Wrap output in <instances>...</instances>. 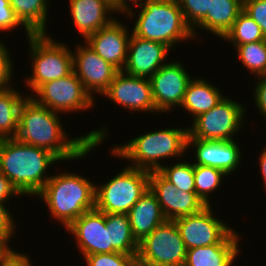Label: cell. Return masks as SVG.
I'll return each mask as SVG.
<instances>
[{
    "label": "cell",
    "instance_id": "obj_1",
    "mask_svg": "<svg viewBox=\"0 0 266 266\" xmlns=\"http://www.w3.org/2000/svg\"><path fill=\"white\" fill-rule=\"evenodd\" d=\"M59 116V113L27 96L19 108L18 132L15 138L22 143L46 149L60 161L68 163L86 158L89 152L101 146L108 137L109 129L103 125L71 139Z\"/></svg>",
    "mask_w": 266,
    "mask_h": 266
},
{
    "label": "cell",
    "instance_id": "obj_2",
    "mask_svg": "<svg viewBox=\"0 0 266 266\" xmlns=\"http://www.w3.org/2000/svg\"><path fill=\"white\" fill-rule=\"evenodd\" d=\"M55 162L61 161L46 149L16 138L0 139V172L22 196H36L43 189L52 176L47 169Z\"/></svg>",
    "mask_w": 266,
    "mask_h": 266
},
{
    "label": "cell",
    "instance_id": "obj_3",
    "mask_svg": "<svg viewBox=\"0 0 266 266\" xmlns=\"http://www.w3.org/2000/svg\"><path fill=\"white\" fill-rule=\"evenodd\" d=\"M187 128H165L146 132L124 144L112 146L111 155L132 162L128 166L147 171L159 170L161 160L181 158L187 154ZM185 154V155H184Z\"/></svg>",
    "mask_w": 266,
    "mask_h": 266
},
{
    "label": "cell",
    "instance_id": "obj_4",
    "mask_svg": "<svg viewBox=\"0 0 266 266\" xmlns=\"http://www.w3.org/2000/svg\"><path fill=\"white\" fill-rule=\"evenodd\" d=\"M36 197L45 202L50 217L66 229L85 212L95 209V183L65 170L52 175Z\"/></svg>",
    "mask_w": 266,
    "mask_h": 266
},
{
    "label": "cell",
    "instance_id": "obj_5",
    "mask_svg": "<svg viewBox=\"0 0 266 266\" xmlns=\"http://www.w3.org/2000/svg\"><path fill=\"white\" fill-rule=\"evenodd\" d=\"M133 5L142 8L134 18L133 35L166 44L172 50L181 41L195 40L177 0H141Z\"/></svg>",
    "mask_w": 266,
    "mask_h": 266
},
{
    "label": "cell",
    "instance_id": "obj_6",
    "mask_svg": "<svg viewBox=\"0 0 266 266\" xmlns=\"http://www.w3.org/2000/svg\"><path fill=\"white\" fill-rule=\"evenodd\" d=\"M49 35V36H48ZM27 39L32 57L31 74L24 79L26 87L34 93L42 84L65 77L73 72L70 46L54 40L48 33L30 34Z\"/></svg>",
    "mask_w": 266,
    "mask_h": 266
},
{
    "label": "cell",
    "instance_id": "obj_7",
    "mask_svg": "<svg viewBox=\"0 0 266 266\" xmlns=\"http://www.w3.org/2000/svg\"><path fill=\"white\" fill-rule=\"evenodd\" d=\"M150 171L122 168L103 184H95V209L103 213L127 214L149 189Z\"/></svg>",
    "mask_w": 266,
    "mask_h": 266
},
{
    "label": "cell",
    "instance_id": "obj_8",
    "mask_svg": "<svg viewBox=\"0 0 266 266\" xmlns=\"http://www.w3.org/2000/svg\"><path fill=\"white\" fill-rule=\"evenodd\" d=\"M246 112L245 105L225 95L215 107L192 120L187 139L237 140L234 136L246 123Z\"/></svg>",
    "mask_w": 266,
    "mask_h": 266
},
{
    "label": "cell",
    "instance_id": "obj_9",
    "mask_svg": "<svg viewBox=\"0 0 266 266\" xmlns=\"http://www.w3.org/2000/svg\"><path fill=\"white\" fill-rule=\"evenodd\" d=\"M212 205L200 212L175 219L181 238L188 249L210 245H240L239 232L217 218Z\"/></svg>",
    "mask_w": 266,
    "mask_h": 266
},
{
    "label": "cell",
    "instance_id": "obj_10",
    "mask_svg": "<svg viewBox=\"0 0 266 266\" xmlns=\"http://www.w3.org/2000/svg\"><path fill=\"white\" fill-rule=\"evenodd\" d=\"M187 248L174 220H166L145 236L137 260L143 266H183Z\"/></svg>",
    "mask_w": 266,
    "mask_h": 266
},
{
    "label": "cell",
    "instance_id": "obj_11",
    "mask_svg": "<svg viewBox=\"0 0 266 266\" xmlns=\"http://www.w3.org/2000/svg\"><path fill=\"white\" fill-rule=\"evenodd\" d=\"M28 96L38 104L63 115L86 111L96 104L95 98L85 89L74 72L42 84L33 95L30 92Z\"/></svg>",
    "mask_w": 266,
    "mask_h": 266
},
{
    "label": "cell",
    "instance_id": "obj_12",
    "mask_svg": "<svg viewBox=\"0 0 266 266\" xmlns=\"http://www.w3.org/2000/svg\"><path fill=\"white\" fill-rule=\"evenodd\" d=\"M193 78L181 61L165 63L151 78L152 98L158 114L179 108Z\"/></svg>",
    "mask_w": 266,
    "mask_h": 266
},
{
    "label": "cell",
    "instance_id": "obj_13",
    "mask_svg": "<svg viewBox=\"0 0 266 266\" xmlns=\"http://www.w3.org/2000/svg\"><path fill=\"white\" fill-rule=\"evenodd\" d=\"M129 112L158 113L155 107L150 79L135 77L118 71L108 89L101 95Z\"/></svg>",
    "mask_w": 266,
    "mask_h": 266
},
{
    "label": "cell",
    "instance_id": "obj_14",
    "mask_svg": "<svg viewBox=\"0 0 266 266\" xmlns=\"http://www.w3.org/2000/svg\"><path fill=\"white\" fill-rule=\"evenodd\" d=\"M77 43L73 56V72L93 98L102 95L119 71L111 63L102 59L84 41ZM95 94V95H94Z\"/></svg>",
    "mask_w": 266,
    "mask_h": 266
},
{
    "label": "cell",
    "instance_id": "obj_15",
    "mask_svg": "<svg viewBox=\"0 0 266 266\" xmlns=\"http://www.w3.org/2000/svg\"><path fill=\"white\" fill-rule=\"evenodd\" d=\"M149 189L167 220L193 215L206 207L196 192L179 191L158 170L150 171Z\"/></svg>",
    "mask_w": 266,
    "mask_h": 266
},
{
    "label": "cell",
    "instance_id": "obj_16",
    "mask_svg": "<svg viewBox=\"0 0 266 266\" xmlns=\"http://www.w3.org/2000/svg\"><path fill=\"white\" fill-rule=\"evenodd\" d=\"M66 230L74 236L83 258L91 254L112 253L110 228H106L105 213L96 209L85 212Z\"/></svg>",
    "mask_w": 266,
    "mask_h": 266
},
{
    "label": "cell",
    "instance_id": "obj_17",
    "mask_svg": "<svg viewBox=\"0 0 266 266\" xmlns=\"http://www.w3.org/2000/svg\"><path fill=\"white\" fill-rule=\"evenodd\" d=\"M171 48L131 33L123 71L135 77L150 79L165 63Z\"/></svg>",
    "mask_w": 266,
    "mask_h": 266
},
{
    "label": "cell",
    "instance_id": "obj_18",
    "mask_svg": "<svg viewBox=\"0 0 266 266\" xmlns=\"http://www.w3.org/2000/svg\"><path fill=\"white\" fill-rule=\"evenodd\" d=\"M236 142L187 139V152L195 149L193 156L196 160L192 162L194 165L214 167L230 176L241 166L242 151Z\"/></svg>",
    "mask_w": 266,
    "mask_h": 266
},
{
    "label": "cell",
    "instance_id": "obj_19",
    "mask_svg": "<svg viewBox=\"0 0 266 266\" xmlns=\"http://www.w3.org/2000/svg\"><path fill=\"white\" fill-rule=\"evenodd\" d=\"M120 22L115 19L108 26L83 40L102 59L111 63L119 71L124 69L129 38L132 33L129 32L127 25Z\"/></svg>",
    "mask_w": 266,
    "mask_h": 266
},
{
    "label": "cell",
    "instance_id": "obj_20",
    "mask_svg": "<svg viewBox=\"0 0 266 266\" xmlns=\"http://www.w3.org/2000/svg\"><path fill=\"white\" fill-rule=\"evenodd\" d=\"M69 14L77 31L86 39L89 35L108 26L120 12L107 0H69Z\"/></svg>",
    "mask_w": 266,
    "mask_h": 266
},
{
    "label": "cell",
    "instance_id": "obj_21",
    "mask_svg": "<svg viewBox=\"0 0 266 266\" xmlns=\"http://www.w3.org/2000/svg\"><path fill=\"white\" fill-rule=\"evenodd\" d=\"M127 215L132 234L138 242L167 220L150 189L140 197Z\"/></svg>",
    "mask_w": 266,
    "mask_h": 266
},
{
    "label": "cell",
    "instance_id": "obj_22",
    "mask_svg": "<svg viewBox=\"0 0 266 266\" xmlns=\"http://www.w3.org/2000/svg\"><path fill=\"white\" fill-rule=\"evenodd\" d=\"M242 10L243 0H210L206 17L193 30L195 39L200 34L196 32L199 29L213 33L214 36L223 39Z\"/></svg>",
    "mask_w": 266,
    "mask_h": 266
},
{
    "label": "cell",
    "instance_id": "obj_23",
    "mask_svg": "<svg viewBox=\"0 0 266 266\" xmlns=\"http://www.w3.org/2000/svg\"><path fill=\"white\" fill-rule=\"evenodd\" d=\"M222 93L220 88L209 83L207 78L195 77L194 79L193 77L187 85L180 108L190 113L189 115H192L194 119L215 107L225 96Z\"/></svg>",
    "mask_w": 266,
    "mask_h": 266
},
{
    "label": "cell",
    "instance_id": "obj_24",
    "mask_svg": "<svg viewBox=\"0 0 266 266\" xmlns=\"http://www.w3.org/2000/svg\"><path fill=\"white\" fill-rule=\"evenodd\" d=\"M240 245H210L187 250L183 266H234Z\"/></svg>",
    "mask_w": 266,
    "mask_h": 266
},
{
    "label": "cell",
    "instance_id": "obj_25",
    "mask_svg": "<svg viewBox=\"0 0 266 266\" xmlns=\"http://www.w3.org/2000/svg\"><path fill=\"white\" fill-rule=\"evenodd\" d=\"M16 18L31 33H47L49 0H9Z\"/></svg>",
    "mask_w": 266,
    "mask_h": 266
},
{
    "label": "cell",
    "instance_id": "obj_26",
    "mask_svg": "<svg viewBox=\"0 0 266 266\" xmlns=\"http://www.w3.org/2000/svg\"><path fill=\"white\" fill-rule=\"evenodd\" d=\"M12 86L13 84L0 89V139L16 137L19 108L28 96Z\"/></svg>",
    "mask_w": 266,
    "mask_h": 266
},
{
    "label": "cell",
    "instance_id": "obj_27",
    "mask_svg": "<svg viewBox=\"0 0 266 266\" xmlns=\"http://www.w3.org/2000/svg\"><path fill=\"white\" fill-rule=\"evenodd\" d=\"M106 228H110L112 253L137 255L139 242L132 234L127 214L105 213Z\"/></svg>",
    "mask_w": 266,
    "mask_h": 266
},
{
    "label": "cell",
    "instance_id": "obj_28",
    "mask_svg": "<svg viewBox=\"0 0 266 266\" xmlns=\"http://www.w3.org/2000/svg\"><path fill=\"white\" fill-rule=\"evenodd\" d=\"M224 41L233 46L266 40L260 26L242 10L234 21L230 31L223 37Z\"/></svg>",
    "mask_w": 266,
    "mask_h": 266
},
{
    "label": "cell",
    "instance_id": "obj_29",
    "mask_svg": "<svg viewBox=\"0 0 266 266\" xmlns=\"http://www.w3.org/2000/svg\"><path fill=\"white\" fill-rule=\"evenodd\" d=\"M226 176V173L214 167L194 165L195 192L206 206L212 205V192L219 189Z\"/></svg>",
    "mask_w": 266,
    "mask_h": 266
},
{
    "label": "cell",
    "instance_id": "obj_30",
    "mask_svg": "<svg viewBox=\"0 0 266 266\" xmlns=\"http://www.w3.org/2000/svg\"><path fill=\"white\" fill-rule=\"evenodd\" d=\"M239 61L254 77L266 75V40L234 46Z\"/></svg>",
    "mask_w": 266,
    "mask_h": 266
},
{
    "label": "cell",
    "instance_id": "obj_31",
    "mask_svg": "<svg viewBox=\"0 0 266 266\" xmlns=\"http://www.w3.org/2000/svg\"><path fill=\"white\" fill-rule=\"evenodd\" d=\"M180 161L169 166L163 163L158 171L179 191L195 192L194 164L192 161Z\"/></svg>",
    "mask_w": 266,
    "mask_h": 266
},
{
    "label": "cell",
    "instance_id": "obj_32",
    "mask_svg": "<svg viewBox=\"0 0 266 266\" xmlns=\"http://www.w3.org/2000/svg\"><path fill=\"white\" fill-rule=\"evenodd\" d=\"M87 266H139L137 255L119 252L91 254L83 258Z\"/></svg>",
    "mask_w": 266,
    "mask_h": 266
},
{
    "label": "cell",
    "instance_id": "obj_33",
    "mask_svg": "<svg viewBox=\"0 0 266 266\" xmlns=\"http://www.w3.org/2000/svg\"><path fill=\"white\" fill-rule=\"evenodd\" d=\"M185 21L194 28L206 17L210 0H177Z\"/></svg>",
    "mask_w": 266,
    "mask_h": 266
},
{
    "label": "cell",
    "instance_id": "obj_34",
    "mask_svg": "<svg viewBox=\"0 0 266 266\" xmlns=\"http://www.w3.org/2000/svg\"><path fill=\"white\" fill-rule=\"evenodd\" d=\"M21 26L25 30L26 37L28 38L31 33L16 18L9 0H0V32H10V30L12 32L16 28H21Z\"/></svg>",
    "mask_w": 266,
    "mask_h": 266
},
{
    "label": "cell",
    "instance_id": "obj_35",
    "mask_svg": "<svg viewBox=\"0 0 266 266\" xmlns=\"http://www.w3.org/2000/svg\"><path fill=\"white\" fill-rule=\"evenodd\" d=\"M2 41L0 39V89L13 84L12 81L14 80V64L11 59L13 57H11L9 49Z\"/></svg>",
    "mask_w": 266,
    "mask_h": 266
},
{
    "label": "cell",
    "instance_id": "obj_36",
    "mask_svg": "<svg viewBox=\"0 0 266 266\" xmlns=\"http://www.w3.org/2000/svg\"><path fill=\"white\" fill-rule=\"evenodd\" d=\"M243 10L260 26L266 38V0H243Z\"/></svg>",
    "mask_w": 266,
    "mask_h": 266
},
{
    "label": "cell",
    "instance_id": "obj_37",
    "mask_svg": "<svg viewBox=\"0 0 266 266\" xmlns=\"http://www.w3.org/2000/svg\"><path fill=\"white\" fill-rule=\"evenodd\" d=\"M7 205L9 204L0 203V238L10 246L9 242L12 241L14 234L17 233V230H15L17 225Z\"/></svg>",
    "mask_w": 266,
    "mask_h": 266
},
{
    "label": "cell",
    "instance_id": "obj_38",
    "mask_svg": "<svg viewBox=\"0 0 266 266\" xmlns=\"http://www.w3.org/2000/svg\"><path fill=\"white\" fill-rule=\"evenodd\" d=\"M0 266H34L29 255L15 251L8 246L0 253Z\"/></svg>",
    "mask_w": 266,
    "mask_h": 266
},
{
    "label": "cell",
    "instance_id": "obj_39",
    "mask_svg": "<svg viewBox=\"0 0 266 266\" xmlns=\"http://www.w3.org/2000/svg\"><path fill=\"white\" fill-rule=\"evenodd\" d=\"M258 81L255 84L253 98L254 104L256 105V109H258V113L260 116L264 117L266 120V75L256 77Z\"/></svg>",
    "mask_w": 266,
    "mask_h": 266
},
{
    "label": "cell",
    "instance_id": "obj_40",
    "mask_svg": "<svg viewBox=\"0 0 266 266\" xmlns=\"http://www.w3.org/2000/svg\"><path fill=\"white\" fill-rule=\"evenodd\" d=\"M13 196L21 197L22 195L12 185L11 181L0 172V203L8 204Z\"/></svg>",
    "mask_w": 266,
    "mask_h": 266
},
{
    "label": "cell",
    "instance_id": "obj_41",
    "mask_svg": "<svg viewBox=\"0 0 266 266\" xmlns=\"http://www.w3.org/2000/svg\"><path fill=\"white\" fill-rule=\"evenodd\" d=\"M141 0H118V11L125 15V17H129L131 20V18L133 19L134 17H136V13L135 11L133 12L134 8H132V6L129 3H136L139 2Z\"/></svg>",
    "mask_w": 266,
    "mask_h": 266
},
{
    "label": "cell",
    "instance_id": "obj_42",
    "mask_svg": "<svg viewBox=\"0 0 266 266\" xmlns=\"http://www.w3.org/2000/svg\"><path fill=\"white\" fill-rule=\"evenodd\" d=\"M259 166L261 170V175L264 183V187L266 188V147L263 148L262 152L259 155Z\"/></svg>",
    "mask_w": 266,
    "mask_h": 266
},
{
    "label": "cell",
    "instance_id": "obj_43",
    "mask_svg": "<svg viewBox=\"0 0 266 266\" xmlns=\"http://www.w3.org/2000/svg\"><path fill=\"white\" fill-rule=\"evenodd\" d=\"M8 245L0 238V250H5Z\"/></svg>",
    "mask_w": 266,
    "mask_h": 266
},
{
    "label": "cell",
    "instance_id": "obj_44",
    "mask_svg": "<svg viewBox=\"0 0 266 266\" xmlns=\"http://www.w3.org/2000/svg\"><path fill=\"white\" fill-rule=\"evenodd\" d=\"M118 10V0H107Z\"/></svg>",
    "mask_w": 266,
    "mask_h": 266
}]
</instances>
